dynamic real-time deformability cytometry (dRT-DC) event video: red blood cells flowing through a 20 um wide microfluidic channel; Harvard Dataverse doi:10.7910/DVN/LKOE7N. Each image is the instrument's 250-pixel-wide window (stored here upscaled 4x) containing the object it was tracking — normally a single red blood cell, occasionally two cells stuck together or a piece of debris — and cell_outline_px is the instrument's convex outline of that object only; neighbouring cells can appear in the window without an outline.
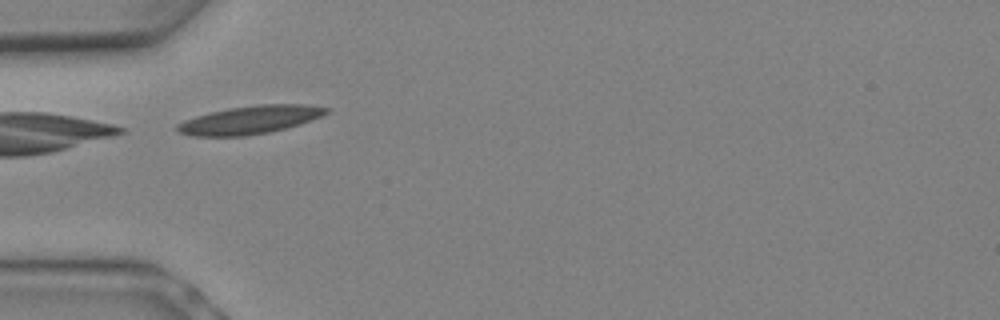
{"species": "Egyptian fruit bat (a non-hibernating species)", "species_latin": "Rousettus aegyptiacus", "temperature_condition": "warm", "stored_images_in_passage": 4, "camera_frame_rate_fps": 3000, "um_per_image_px": 0.085, "animal": {"sex": "female"}, "frame": {"image": 1, "passage_image": 3, "time_ms": 0.667, "image_size_px": [1000, 320], "cell_outline_px": [[332, 108], [328, 112], [312, 120], [300, 124], [268, 132], [244, 136], [192, 136], [180, 132], [176, 128], [176, 124], [184, 120], [196, 116], [228, 108], [260, 104], [304, 104]], "centroid_in_image_um": [21.26, 10.18], "position_along_channel_um": 63.7, "area_um2": 24.28}}